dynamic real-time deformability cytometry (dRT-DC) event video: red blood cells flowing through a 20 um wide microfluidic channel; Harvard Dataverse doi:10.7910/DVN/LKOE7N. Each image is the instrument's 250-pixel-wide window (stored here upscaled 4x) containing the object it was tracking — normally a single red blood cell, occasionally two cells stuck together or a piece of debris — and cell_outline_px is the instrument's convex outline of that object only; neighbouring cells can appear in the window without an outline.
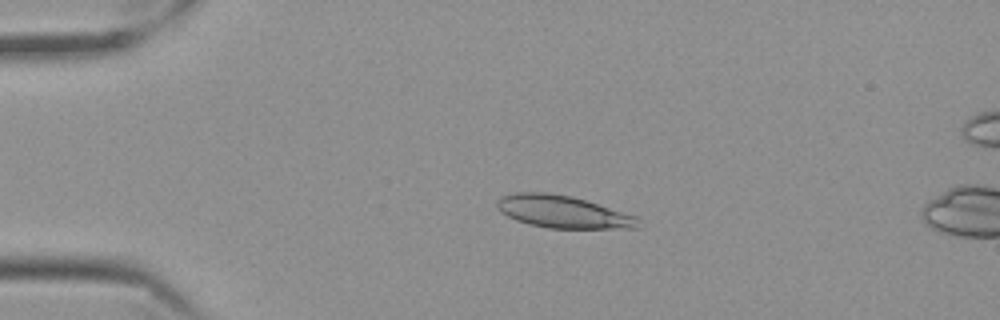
{"species": "Egyptian fruit bat (a non-hibernating species)", "species_latin": "Rousettus aegyptiacus", "temperature_condition": "cold", "stored_images_in_passage": 16, "camera_frame_rate_fps": 3000, "um_per_image_px": 0.085, "frame": {"image": 1, "passage_image": 12, "time_ms": 3.667, "image_size_px": [1000, 320], "cell_outline_px": [[640, 228], [548, 228], [528, 224], [516, 220], [500, 212], [496, 208], [496, 200], [504, 196], [516, 192], [548, 192], [572, 196], [636, 216]], "centroid_in_image_um": [47.79, 18.0], "position_along_channel_um": 37.2, "area_um2": 26.53}}